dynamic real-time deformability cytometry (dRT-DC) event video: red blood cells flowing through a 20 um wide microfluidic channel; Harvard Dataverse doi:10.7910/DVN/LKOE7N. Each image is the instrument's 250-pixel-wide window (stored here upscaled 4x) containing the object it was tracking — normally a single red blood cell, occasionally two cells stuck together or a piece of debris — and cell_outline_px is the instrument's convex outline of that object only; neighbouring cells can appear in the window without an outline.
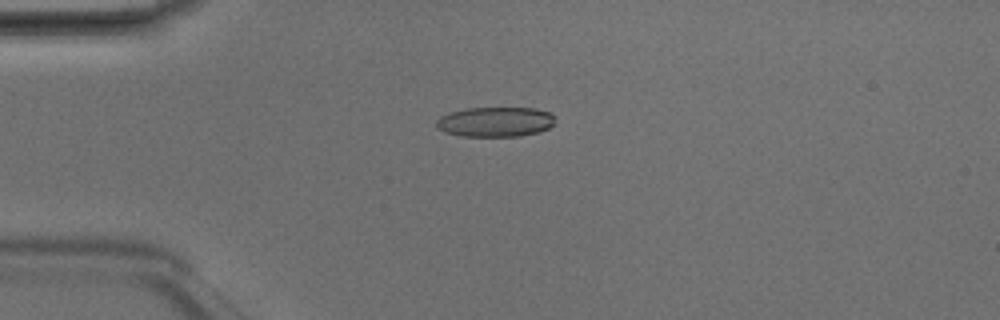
{"species": "Egyptian fruit bat (a non-hibernating species)", "species_latin": "Rousettus aegyptiacus", "temperature_condition": "room temperature", "stored_images_in_passage": 48, "camera_frame_rate_fps": 3000, "um_per_image_px": 0.085, "animal": {"sex": "male"}, "frame": {"image": 1, "passage_image": 12, "time_ms": 3.667, "image_size_px": [1000, 320], "cell_outline_px": [[556, 116], [552, 124], [548, 128], [536, 132], [520, 136], [460, 136], [444, 132], [436, 128], [436, 120], [440, 116], [448, 112], [468, 108], [536, 108], [552, 112]], "centroid_in_image_um": [42.08, 10.35], "position_along_channel_um": 42.9, "area_um2": 20.87}}
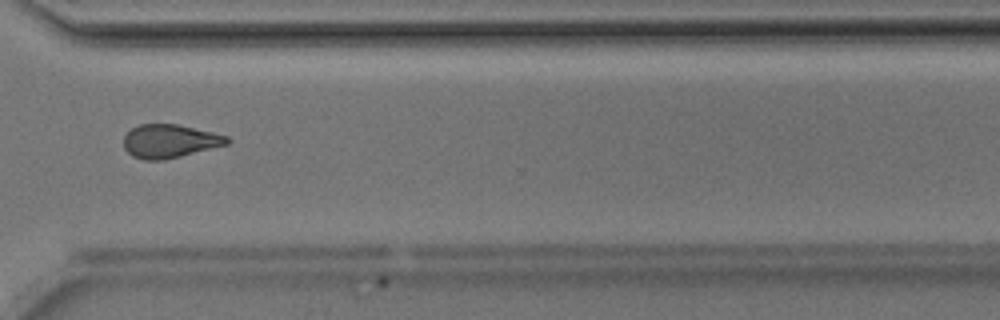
{"frame": {"image": 2, "passage_image": 36, "time_ms": 11.667, "image_size_px": [1000, 320], "cell_outline_px": [[232, 140], [228, 144], [164, 160], [144, 160], [132, 156], [124, 148], [124, 136], [132, 128], [140, 124], [176, 124], [212, 132], [228, 136]], "centroid_in_image_um": [14.42, 12.0], "position_along_channel_um": 356.2, "area_um2": 20.06}}
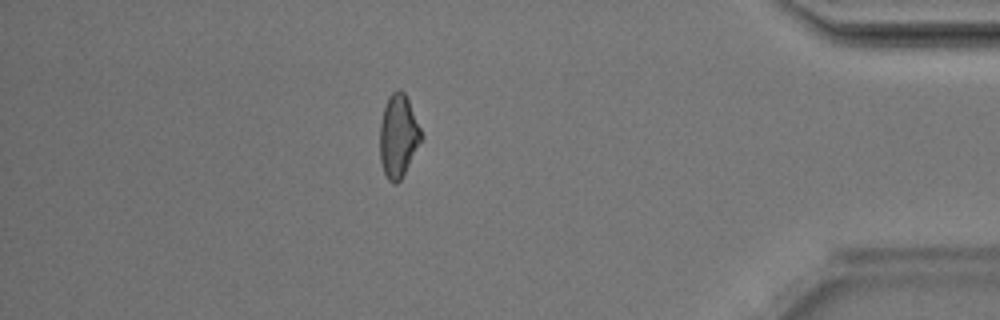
{"frame": {"image": 3, "passage_image": 42, "time_ms": 13.667, "image_size_px": [1000, 320], "cell_outline_px": [[420, 140], [400, 180], [396, 184], [392, 184], [388, 180], [384, 172], [380, 160], [380, 124], [384, 108], [388, 96], [396, 88], [400, 88], [404, 92], [408, 100], [420, 128]], "centroid_in_image_um": [33.81, 11.53], "position_along_channel_um": 401.4, "area_um2": 19.42}, "authors_computed_cell_mechanics": {"area_um2": 20.9236, "velocity_mm_per_s": 4.2039, "shape_relaxation_time_tau1_ms": 5.3525, "shape_relaxation_time_tau2_ms": 5.5052, "deformation_change_tau1": 0.1389, "deformation_change_tau2": 0.1514}}